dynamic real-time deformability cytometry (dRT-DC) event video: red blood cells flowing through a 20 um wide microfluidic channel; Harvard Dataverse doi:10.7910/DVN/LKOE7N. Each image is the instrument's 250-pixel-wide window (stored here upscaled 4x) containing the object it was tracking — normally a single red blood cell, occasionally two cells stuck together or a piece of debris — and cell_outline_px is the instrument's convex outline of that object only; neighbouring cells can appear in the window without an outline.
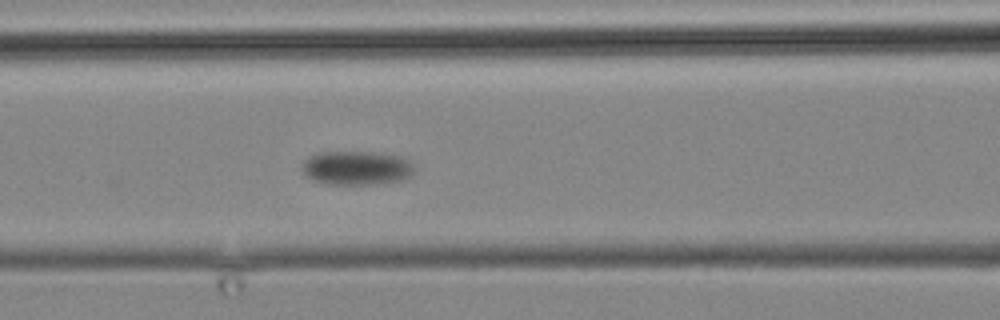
{"species": "common noctule bat (a hibernating species)", "species_latin": "Nyctalus noctula", "temperature_condition": "cold", "stored_images_in_passage": 12, "camera_frame_rate_fps": 3000, "um_per_image_px": 0.085, "animal": {"sex": "male", "body_mass_g": 19.2, "forearm_length_mm": 51.8}, "frame": {"image": 1, "passage_image": 11, "time_ms": 12.333, "image_size_px": [1000, 320], "cell_outline_px": [[412, 176], [400, 180], [368, 184], [328, 184], [312, 180], [304, 176], [300, 172], [304, 160], [308, 156], [320, 152], [380, 152], [400, 156], [408, 160], [412, 164]], "centroid_in_image_um": [30.24, 14.26], "position_along_channel_um": 136.4, "area_um2": 22.37}}